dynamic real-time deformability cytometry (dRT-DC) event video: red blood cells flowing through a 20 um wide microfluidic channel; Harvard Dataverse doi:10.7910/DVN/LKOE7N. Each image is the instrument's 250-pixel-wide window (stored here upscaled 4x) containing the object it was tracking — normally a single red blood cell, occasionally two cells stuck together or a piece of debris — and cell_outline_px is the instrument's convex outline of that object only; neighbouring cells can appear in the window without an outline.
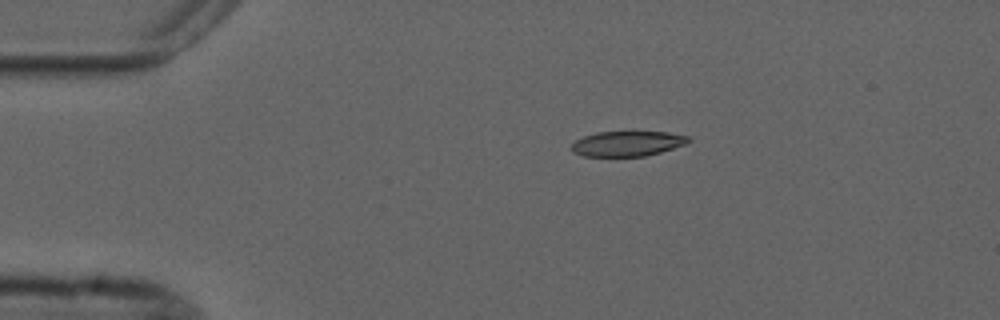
{"species": "common noctule bat (a hibernating species)", "species_latin": "Nyctalus noctula", "temperature_condition": "cold", "stored_images_in_passage": 8, "camera_frame_rate_fps": 3000, "um_per_image_px": 0.085, "animal": {"sex": "male", "forearm_length_mm": 52.5}, "frame": {"image": 1, "passage_image": 1, "time_ms": 0.0, "image_size_px": [1000, 320], "cell_outline_px": [[692, 140], [684, 144], [660, 152], [644, 156], [584, 156], [572, 152], [572, 144], [576, 140], [584, 136], [596, 132], [668, 132], [688, 136]], "centroid_in_image_um": [53.31, 12.2], "position_along_channel_um": 31.7, "area_um2": 16.94}}
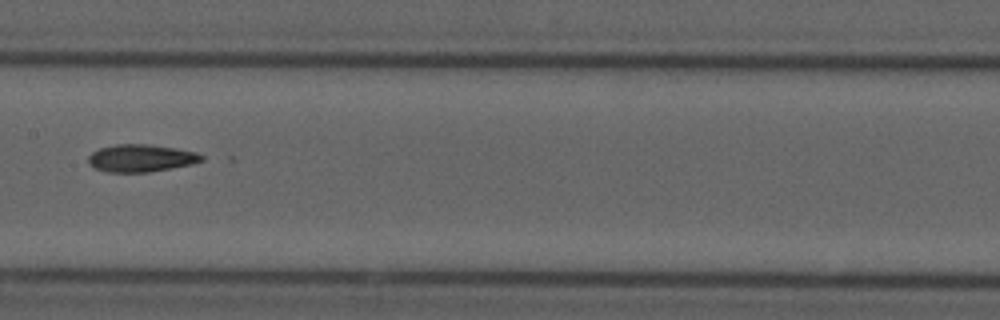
{"frame": {"image": 2, "passage_image": 5, "time_ms": 5.667, "image_size_px": [1000, 320], "cell_outline_px": [[204, 160], [192, 164], [148, 172], [108, 172], [96, 168], [88, 164], [88, 156], [92, 152], [100, 148], [116, 144], [148, 144], [176, 148], [196, 152], [204, 156]], "centroid_in_image_um": [11.98, 13.43], "position_along_channel_um": 195.4, "area_um2": 18.09}}
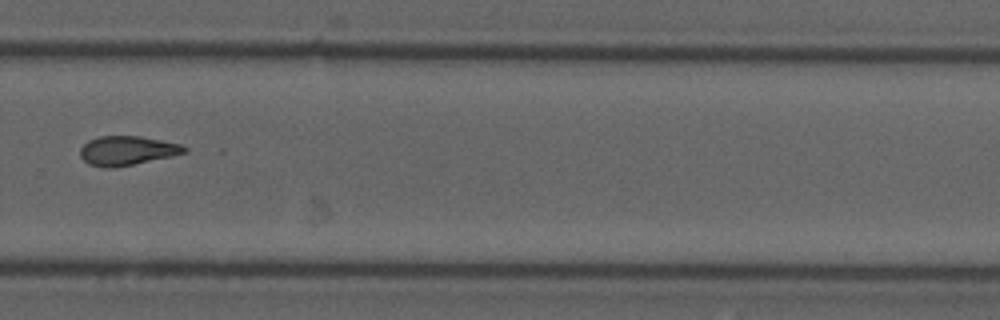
{"frame": {"image": 3, "passage_image": 8, "time_ms": 9.0, "image_size_px": [1000, 320], "cell_outline_px": [[188, 152], [172, 156], [112, 168], [104, 168], [88, 164], [80, 156], [80, 148], [88, 140], [100, 136], [140, 136], [180, 144], [188, 148]], "centroid_in_image_um": [10.79, 12.8], "position_along_channel_um": 319.0, "area_um2": 17.69}}